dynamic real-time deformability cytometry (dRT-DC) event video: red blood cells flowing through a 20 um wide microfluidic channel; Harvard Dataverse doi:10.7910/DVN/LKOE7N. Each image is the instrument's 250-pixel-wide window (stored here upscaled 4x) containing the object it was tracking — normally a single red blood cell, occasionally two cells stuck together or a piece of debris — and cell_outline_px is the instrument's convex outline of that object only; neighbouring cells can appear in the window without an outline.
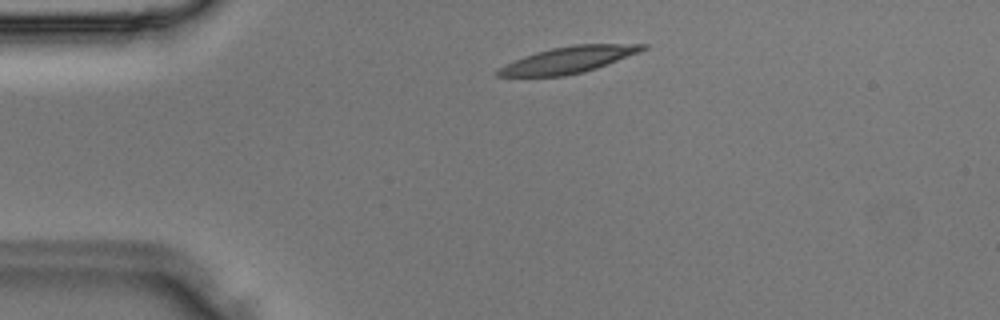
{"species": "Egyptian fruit bat (a non-hibernating species)", "species_latin": "Rousettus aegyptiacus", "temperature_condition": "room temperature", "stored_images_in_passage": 4, "camera_frame_rate_fps": 3000, "um_per_image_px": 0.085, "animal": {"sex": "male"}, "frame": {"image": 1, "passage_image": 3, "time_ms": 0.667, "image_size_px": [1000, 320], "cell_outline_px": [[648, 48], [640, 52], [596, 68], [584, 72], [564, 76], [496, 76], [492, 72], [524, 56], [536, 52], [552, 48], [572, 44], [648, 44]], "centroid_in_image_um": [48.34, 5.08], "position_along_channel_um": 36.7, "area_um2": 22.14}}